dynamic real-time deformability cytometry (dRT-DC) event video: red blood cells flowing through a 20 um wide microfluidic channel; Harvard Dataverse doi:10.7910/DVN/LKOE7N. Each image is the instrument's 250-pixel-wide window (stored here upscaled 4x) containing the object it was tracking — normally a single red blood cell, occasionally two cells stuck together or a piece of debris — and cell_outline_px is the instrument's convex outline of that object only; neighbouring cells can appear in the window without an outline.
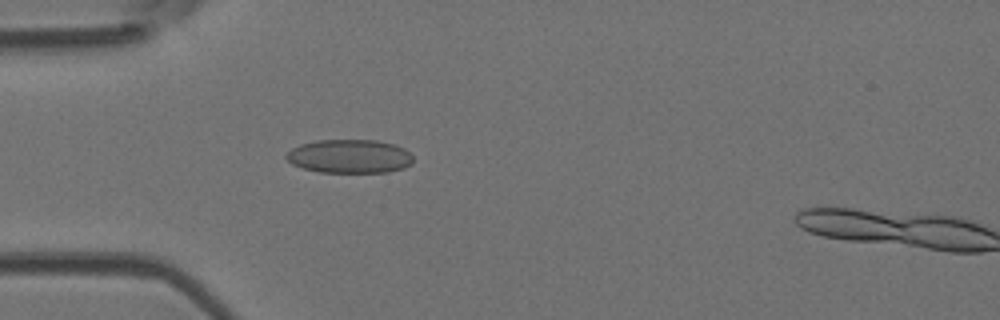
{"species": "Egyptian fruit bat (a non-hibernating species)", "species_latin": "Rousettus aegyptiacus", "temperature_condition": "room temperature", "stored_images_in_passage": 2, "camera_frame_rate_fps": 3000, "um_per_image_px": 0.085, "animal": {"sex": "female"}, "frame": {"image": 1, "passage_image": 1, "time_ms": 0.0, "image_size_px": [1000, 320], "cell_outline_px": [[412, 164], [404, 168], [388, 172], [320, 172], [304, 168], [292, 164], [284, 156], [292, 148], [300, 144], [316, 140], [376, 140], [396, 144], [404, 148], [412, 156]], "centroid_in_image_um": [29.72, 13.28], "position_along_channel_um": 55.3, "area_um2": 24.97}}